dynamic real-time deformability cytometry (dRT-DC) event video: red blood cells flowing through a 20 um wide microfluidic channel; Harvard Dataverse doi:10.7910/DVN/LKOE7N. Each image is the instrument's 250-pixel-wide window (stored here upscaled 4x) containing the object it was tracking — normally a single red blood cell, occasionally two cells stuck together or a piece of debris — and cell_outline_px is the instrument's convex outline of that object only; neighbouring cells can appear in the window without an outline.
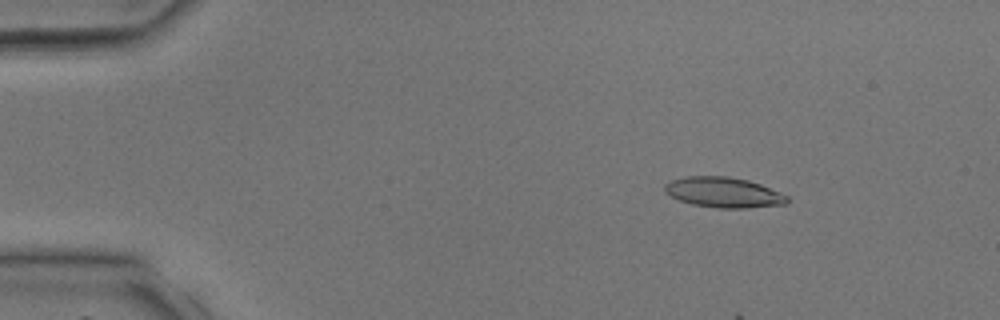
{"species": "common noctule bat (a hibernating species)", "species_latin": "Nyctalus noctula", "temperature_condition": "room temperature", "stored_images_in_passage": 11, "camera_frame_rate_fps": 3000, "um_per_image_px": 0.085, "animal": {"sex": "male", "body_mass_g": 17.9, "forearm_length_mm": 54.2}, "frame": {"image": 1, "passage_image": 4, "time_ms": 1.0, "image_size_px": [1000, 320], "cell_outline_px": [[788, 204], [744, 208], [716, 208], [692, 204], [680, 200], [664, 192], [664, 184], [672, 180], [688, 176], [728, 176], [748, 180], [760, 184], [780, 192], [788, 196]], "centroid_in_image_um": [61.51, 16.35], "position_along_channel_um": 23.5, "area_um2": 21.62}}